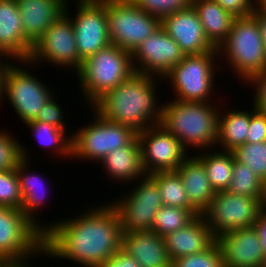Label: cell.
Wrapping results in <instances>:
<instances>
[{
	"label": "cell",
	"instance_id": "obj_8",
	"mask_svg": "<svg viewBox=\"0 0 266 267\" xmlns=\"http://www.w3.org/2000/svg\"><path fill=\"white\" fill-rule=\"evenodd\" d=\"M10 61L3 75L2 97L10 102L17 117L24 124L34 121L43 105L53 97V89L49 88L42 79L33 75L25 66L28 61H20L18 66ZM22 63V64H21ZM20 65V66H19ZM22 65V66H21ZM25 65V66H23ZM23 67V68H22Z\"/></svg>",
	"mask_w": 266,
	"mask_h": 267
},
{
	"label": "cell",
	"instance_id": "obj_12",
	"mask_svg": "<svg viewBox=\"0 0 266 267\" xmlns=\"http://www.w3.org/2000/svg\"><path fill=\"white\" fill-rule=\"evenodd\" d=\"M133 184L129 194L110 203L118 214L122 233L152 230L155 215L163 206L158 185L149 175Z\"/></svg>",
	"mask_w": 266,
	"mask_h": 267
},
{
	"label": "cell",
	"instance_id": "obj_41",
	"mask_svg": "<svg viewBox=\"0 0 266 267\" xmlns=\"http://www.w3.org/2000/svg\"><path fill=\"white\" fill-rule=\"evenodd\" d=\"M247 84L254 87L253 105L260 113L266 114V69L252 78ZM256 90V91H255Z\"/></svg>",
	"mask_w": 266,
	"mask_h": 267
},
{
	"label": "cell",
	"instance_id": "obj_35",
	"mask_svg": "<svg viewBox=\"0 0 266 267\" xmlns=\"http://www.w3.org/2000/svg\"><path fill=\"white\" fill-rule=\"evenodd\" d=\"M141 10L160 21L181 10L192 6V0H132Z\"/></svg>",
	"mask_w": 266,
	"mask_h": 267
},
{
	"label": "cell",
	"instance_id": "obj_11",
	"mask_svg": "<svg viewBox=\"0 0 266 267\" xmlns=\"http://www.w3.org/2000/svg\"><path fill=\"white\" fill-rule=\"evenodd\" d=\"M261 199L227 190L218 191L201 215L217 238L230 231L254 226L262 210Z\"/></svg>",
	"mask_w": 266,
	"mask_h": 267
},
{
	"label": "cell",
	"instance_id": "obj_42",
	"mask_svg": "<svg viewBox=\"0 0 266 267\" xmlns=\"http://www.w3.org/2000/svg\"><path fill=\"white\" fill-rule=\"evenodd\" d=\"M99 267H141L131 256L119 249L112 257Z\"/></svg>",
	"mask_w": 266,
	"mask_h": 267
},
{
	"label": "cell",
	"instance_id": "obj_39",
	"mask_svg": "<svg viewBox=\"0 0 266 267\" xmlns=\"http://www.w3.org/2000/svg\"><path fill=\"white\" fill-rule=\"evenodd\" d=\"M254 108V109H253ZM266 141V114L260 113L255 106L250 108V124L245 143H259Z\"/></svg>",
	"mask_w": 266,
	"mask_h": 267
},
{
	"label": "cell",
	"instance_id": "obj_33",
	"mask_svg": "<svg viewBox=\"0 0 266 267\" xmlns=\"http://www.w3.org/2000/svg\"><path fill=\"white\" fill-rule=\"evenodd\" d=\"M232 152L237 161L247 164L262 181L266 179V141L244 143Z\"/></svg>",
	"mask_w": 266,
	"mask_h": 267
},
{
	"label": "cell",
	"instance_id": "obj_36",
	"mask_svg": "<svg viewBox=\"0 0 266 267\" xmlns=\"http://www.w3.org/2000/svg\"><path fill=\"white\" fill-rule=\"evenodd\" d=\"M171 267H224V262L221 249L215 242L210 248L201 253L173 260Z\"/></svg>",
	"mask_w": 266,
	"mask_h": 267
},
{
	"label": "cell",
	"instance_id": "obj_18",
	"mask_svg": "<svg viewBox=\"0 0 266 267\" xmlns=\"http://www.w3.org/2000/svg\"><path fill=\"white\" fill-rule=\"evenodd\" d=\"M161 26L178 43L185 55L218 52L206 37L203 25L192 6L165 17Z\"/></svg>",
	"mask_w": 266,
	"mask_h": 267
},
{
	"label": "cell",
	"instance_id": "obj_2",
	"mask_svg": "<svg viewBox=\"0 0 266 267\" xmlns=\"http://www.w3.org/2000/svg\"><path fill=\"white\" fill-rule=\"evenodd\" d=\"M158 79L160 78L134 72L91 107L104 119L128 126L136 133L159 125L163 104L157 99Z\"/></svg>",
	"mask_w": 266,
	"mask_h": 267
},
{
	"label": "cell",
	"instance_id": "obj_15",
	"mask_svg": "<svg viewBox=\"0 0 266 267\" xmlns=\"http://www.w3.org/2000/svg\"><path fill=\"white\" fill-rule=\"evenodd\" d=\"M137 138L142 165L147 175L159 171H176L190 154L161 124L138 132Z\"/></svg>",
	"mask_w": 266,
	"mask_h": 267
},
{
	"label": "cell",
	"instance_id": "obj_30",
	"mask_svg": "<svg viewBox=\"0 0 266 267\" xmlns=\"http://www.w3.org/2000/svg\"><path fill=\"white\" fill-rule=\"evenodd\" d=\"M149 176L158 185L163 205L195 209L189 203L184 183L177 171H159Z\"/></svg>",
	"mask_w": 266,
	"mask_h": 267
},
{
	"label": "cell",
	"instance_id": "obj_38",
	"mask_svg": "<svg viewBox=\"0 0 266 267\" xmlns=\"http://www.w3.org/2000/svg\"><path fill=\"white\" fill-rule=\"evenodd\" d=\"M55 97L57 96H53L45 105H43L34 121L52 124L55 127L67 130V124H65L66 121L64 120L65 117H63L64 112H62L63 109L60 107L62 105H59V101L55 100L57 99Z\"/></svg>",
	"mask_w": 266,
	"mask_h": 267
},
{
	"label": "cell",
	"instance_id": "obj_40",
	"mask_svg": "<svg viewBox=\"0 0 266 267\" xmlns=\"http://www.w3.org/2000/svg\"><path fill=\"white\" fill-rule=\"evenodd\" d=\"M214 1L225 11L232 14L235 18L251 15L258 7V0H214Z\"/></svg>",
	"mask_w": 266,
	"mask_h": 267
},
{
	"label": "cell",
	"instance_id": "obj_47",
	"mask_svg": "<svg viewBox=\"0 0 266 267\" xmlns=\"http://www.w3.org/2000/svg\"><path fill=\"white\" fill-rule=\"evenodd\" d=\"M261 206H262V209L266 210V179L263 181V192H262Z\"/></svg>",
	"mask_w": 266,
	"mask_h": 267
},
{
	"label": "cell",
	"instance_id": "obj_44",
	"mask_svg": "<svg viewBox=\"0 0 266 267\" xmlns=\"http://www.w3.org/2000/svg\"><path fill=\"white\" fill-rule=\"evenodd\" d=\"M253 14L257 17L260 24L263 35V42L266 49V14L259 7L256 8Z\"/></svg>",
	"mask_w": 266,
	"mask_h": 267
},
{
	"label": "cell",
	"instance_id": "obj_9",
	"mask_svg": "<svg viewBox=\"0 0 266 267\" xmlns=\"http://www.w3.org/2000/svg\"><path fill=\"white\" fill-rule=\"evenodd\" d=\"M106 16L111 44L131 53L161 26L158 18L127 0H106Z\"/></svg>",
	"mask_w": 266,
	"mask_h": 267
},
{
	"label": "cell",
	"instance_id": "obj_25",
	"mask_svg": "<svg viewBox=\"0 0 266 267\" xmlns=\"http://www.w3.org/2000/svg\"><path fill=\"white\" fill-rule=\"evenodd\" d=\"M194 155H189L176 171L184 183L189 203L201 214L216 192L211 187L203 162Z\"/></svg>",
	"mask_w": 266,
	"mask_h": 267
},
{
	"label": "cell",
	"instance_id": "obj_23",
	"mask_svg": "<svg viewBox=\"0 0 266 267\" xmlns=\"http://www.w3.org/2000/svg\"><path fill=\"white\" fill-rule=\"evenodd\" d=\"M164 240L168 255L173 261L179 257L205 251L216 242V237L200 214L186 227L168 233Z\"/></svg>",
	"mask_w": 266,
	"mask_h": 267
},
{
	"label": "cell",
	"instance_id": "obj_19",
	"mask_svg": "<svg viewBox=\"0 0 266 267\" xmlns=\"http://www.w3.org/2000/svg\"><path fill=\"white\" fill-rule=\"evenodd\" d=\"M20 154L21 159L16 166V173L19 179L20 191L22 195V205L20 207V210L35 226H37L44 233L48 229L49 223L42 224L37 217L39 216V211L42 210V207H44L42 205H46V196L50 194L47 192V185L49 183L48 181L46 182L44 180L42 175L30 172L29 166L31 164L28 163L30 162V156H28V151L24 146L21 145V143Z\"/></svg>",
	"mask_w": 266,
	"mask_h": 267
},
{
	"label": "cell",
	"instance_id": "obj_6",
	"mask_svg": "<svg viewBox=\"0 0 266 267\" xmlns=\"http://www.w3.org/2000/svg\"><path fill=\"white\" fill-rule=\"evenodd\" d=\"M219 57L218 52L185 55L183 60L164 76V79L171 82L175 100L210 102L212 94L215 95V64Z\"/></svg>",
	"mask_w": 266,
	"mask_h": 267
},
{
	"label": "cell",
	"instance_id": "obj_20",
	"mask_svg": "<svg viewBox=\"0 0 266 267\" xmlns=\"http://www.w3.org/2000/svg\"><path fill=\"white\" fill-rule=\"evenodd\" d=\"M31 51L32 46L24 38L17 1L0 0V55L12 61H27Z\"/></svg>",
	"mask_w": 266,
	"mask_h": 267
},
{
	"label": "cell",
	"instance_id": "obj_16",
	"mask_svg": "<svg viewBox=\"0 0 266 267\" xmlns=\"http://www.w3.org/2000/svg\"><path fill=\"white\" fill-rule=\"evenodd\" d=\"M134 71L161 79L177 64L185 54L178 43L160 26L132 53Z\"/></svg>",
	"mask_w": 266,
	"mask_h": 267
},
{
	"label": "cell",
	"instance_id": "obj_1",
	"mask_svg": "<svg viewBox=\"0 0 266 267\" xmlns=\"http://www.w3.org/2000/svg\"><path fill=\"white\" fill-rule=\"evenodd\" d=\"M80 214L48 225L43 237L45 256L99 267L121 249L120 219L110 202Z\"/></svg>",
	"mask_w": 266,
	"mask_h": 267
},
{
	"label": "cell",
	"instance_id": "obj_31",
	"mask_svg": "<svg viewBox=\"0 0 266 267\" xmlns=\"http://www.w3.org/2000/svg\"><path fill=\"white\" fill-rule=\"evenodd\" d=\"M200 213L196 209H182L163 205L156 213L152 231L161 237L186 227Z\"/></svg>",
	"mask_w": 266,
	"mask_h": 267
},
{
	"label": "cell",
	"instance_id": "obj_3",
	"mask_svg": "<svg viewBox=\"0 0 266 267\" xmlns=\"http://www.w3.org/2000/svg\"><path fill=\"white\" fill-rule=\"evenodd\" d=\"M219 110L220 105L213 102H185L172 99L163 104L160 124L174 135L187 151V148L192 147L196 148V151L203 149L204 152L216 148Z\"/></svg>",
	"mask_w": 266,
	"mask_h": 267
},
{
	"label": "cell",
	"instance_id": "obj_5",
	"mask_svg": "<svg viewBox=\"0 0 266 267\" xmlns=\"http://www.w3.org/2000/svg\"><path fill=\"white\" fill-rule=\"evenodd\" d=\"M134 72L131 52L110 44L85 59L75 76L83 92L84 103L87 102V105L91 107Z\"/></svg>",
	"mask_w": 266,
	"mask_h": 267
},
{
	"label": "cell",
	"instance_id": "obj_21",
	"mask_svg": "<svg viewBox=\"0 0 266 267\" xmlns=\"http://www.w3.org/2000/svg\"><path fill=\"white\" fill-rule=\"evenodd\" d=\"M121 250L141 267H171L164 237L152 230L122 233Z\"/></svg>",
	"mask_w": 266,
	"mask_h": 267
},
{
	"label": "cell",
	"instance_id": "obj_7",
	"mask_svg": "<svg viewBox=\"0 0 266 267\" xmlns=\"http://www.w3.org/2000/svg\"><path fill=\"white\" fill-rule=\"evenodd\" d=\"M92 122L72 133V159L100 162L107 154L129 145L137 133L130 127L109 121L92 107Z\"/></svg>",
	"mask_w": 266,
	"mask_h": 267
},
{
	"label": "cell",
	"instance_id": "obj_37",
	"mask_svg": "<svg viewBox=\"0 0 266 267\" xmlns=\"http://www.w3.org/2000/svg\"><path fill=\"white\" fill-rule=\"evenodd\" d=\"M7 130L0 129V170L16 168L20 154V143Z\"/></svg>",
	"mask_w": 266,
	"mask_h": 267
},
{
	"label": "cell",
	"instance_id": "obj_10",
	"mask_svg": "<svg viewBox=\"0 0 266 267\" xmlns=\"http://www.w3.org/2000/svg\"><path fill=\"white\" fill-rule=\"evenodd\" d=\"M44 233L19 208L0 206V259L18 261L46 255Z\"/></svg>",
	"mask_w": 266,
	"mask_h": 267
},
{
	"label": "cell",
	"instance_id": "obj_17",
	"mask_svg": "<svg viewBox=\"0 0 266 267\" xmlns=\"http://www.w3.org/2000/svg\"><path fill=\"white\" fill-rule=\"evenodd\" d=\"M224 267H266L260 239L254 226L219 235Z\"/></svg>",
	"mask_w": 266,
	"mask_h": 267
},
{
	"label": "cell",
	"instance_id": "obj_43",
	"mask_svg": "<svg viewBox=\"0 0 266 267\" xmlns=\"http://www.w3.org/2000/svg\"><path fill=\"white\" fill-rule=\"evenodd\" d=\"M261 242L264 257L266 258V210L262 209L254 225Z\"/></svg>",
	"mask_w": 266,
	"mask_h": 267
},
{
	"label": "cell",
	"instance_id": "obj_22",
	"mask_svg": "<svg viewBox=\"0 0 266 267\" xmlns=\"http://www.w3.org/2000/svg\"><path fill=\"white\" fill-rule=\"evenodd\" d=\"M22 18L24 38L33 46L64 14L67 0H16Z\"/></svg>",
	"mask_w": 266,
	"mask_h": 267
},
{
	"label": "cell",
	"instance_id": "obj_26",
	"mask_svg": "<svg viewBox=\"0 0 266 267\" xmlns=\"http://www.w3.org/2000/svg\"><path fill=\"white\" fill-rule=\"evenodd\" d=\"M209 42L218 49L226 40L235 17L221 8L214 0H192Z\"/></svg>",
	"mask_w": 266,
	"mask_h": 267
},
{
	"label": "cell",
	"instance_id": "obj_28",
	"mask_svg": "<svg viewBox=\"0 0 266 267\" xmlns=\"http://www.w3.org/2000/svg\"><path fill=\"white\" fill-rule=\"evenodd\" d=\"M196 156L203 162L209 182L215 192L227 190L232 180L235 159L233 152L208 149Z\"/></svg>",
	"mask_w": 266,
	"mask_h": 267
},
{
	"label": "cell",
	"instance_id": "obj_48",
	"mask_svg": "<svg viewBox=\"0 0 266 267\" xmlns=\"http://www.w3.org/2000/svg\"><path fill=\"white\" fill-rule=\"evenodd\" d=\"M258 7L266 14V0H258Z\"/></svg>",
	"mask_w": 266,
	"mask_h": 267
},
{
	"label": "cell",
	"instance_id": "obj_24",
	"mask_svg": "<svg viewBox=\"0 0 266 267\" xmlns=\"http://www.w3.org/2000/svg\"><path fill=\"white\" fill-rule=\"evenodd\" d=\"M102 169H105L106 176L116 182L130 184L135 180L145 177L147 174L142 165L141 149L136 137L126 147L116 149L107 154L101 161ZM118 180V181H117Z\"/></svg>",
	"mask_w": 266,
	"mask_h": 267
},
{
	"label": "cell",
	"instance_id": "obj_14",
	"mask_svg": "<svg viewBox=\"0 0 266 267\" xmlns=\"http://www.w3.org/2000/svg\"><path fill=\"white\" fill-rule=\"evenodd\" d=\"M67 0L64 13L70 18L75 33L77 51L83 62L111 44L108 35L106 0H77L76 12L69 14ZM70 16H69V15Z\"/></svg>",
	"mask_w": 266,
	"mask_h": 267
},
{
	"label": "cell",
	"instance_id": "obj_4",
	"mask_svg": "<svg viewBox=\"0 0 266 267\" xmlns=\"http://www.w3.org/2000/svg\"><path fill=\"white\" fill-rule=\"evenodd\" d=\"M217 50L230 65L229 70L232 68V73L243 83L266 69L263 35L254 14L235 18L226 40Z\"/></svg>",
	"mask_w": 266,
	"mask_h": 267
},
{
	"label": "cell",
	"instance_id": "obj_34",
	"mask_svg": "<svg viewBox=\"0 0 266 267\" xmlns=\"http://www.w3.org/2000/svg\"><path fill=\"white\" fill-rule=\"evenodd\" d=\"M21 205L22 195L16 168L0 170V206L20 209Z\"/></svg>",
	"mask_w": 266,
	"mask_h": 267
},
{
	"label": "cell",
	"instance_id": "obj_13",
	"mask_svg": "<svg viewBox=\"0 0 266 267\" xmlns=\"http://www.w3.org/2000/svg\"><path fill=\"white\" fill-rule=\"evenodd\" d=\"M28 65L48 62L57 67L77 72L82 66L77 51L75 33L70 18L64 13L45 31V34L32 46ZM39 61V62H38Z\"/></svg>",
	"mask_w": 266,
	"mask_h": 267
},
{
	"label": "cell",
	"instance_id": "obj_46",
	"mask_svg": "<svg viewBox=\"0 0 266 267\" xmlns=\"http://www.w3.org/2000/svg\"><path fill=\"white\" fill-rule=\"evenodd\" d=\"M28 261L29 260H27V259L18 260V261H8V260H2L1 259V267H32V266H30V263L28 265Z\"/></svg>",
	"mask_w": 266,
	"mask_h": 267
},
{
	"label": "cell",
	"instance_id": "obj_45",
	"mask_svg": "<svg viewBox=\"0 0 266 267\" xmlns=\"http://www.w3.org/2000/svg\"><path fill=\"white\" fill-rule=\"evenodd\" d=\"M10 62V60H8V58H5L3 56L0 55V105L2 104V90H3V75L5 72V68L8 65V63Z\"/></svg>",
	"mask_w": 266,
	"mask_h": 267
},
{
	"label": "cell",
	"instance_id": "obj_27",
	"mask_svg": "<svg viewBox=\"0 0 266 267\" xmlns=\"http://www.w3.org/2000/svg\"><path fill=\"white\" fill-rule=\"evenodd\" d=\"M219 111L217 147L232 152L245 143L250 124V111L247 109ZM223 113V114H222ZM226 113V114H225Z\"/></svg>",
	"mask_w": 266,
	"mask_h": 267
},
{
	"label": "cell",
	"instance_id": "obj_32",
	"mask_svg": "<svg viewBox=\"0 0 266 267\" xmlns=\"http://www.w3.org/2000/svg\"><path fill=\"white\" fill-rule=\"evenodd\" d=\"M227 191L252 198H262L263 181L248 167L234 159L232 180Z\"/></svg>",
	"mask_w": 266,
	"mask_h": 267
},
{
	"label": "cell",
	"instance_id": "obj_29",
	"mask_svg": "<svg viewBox=\"0 0 266 267\" xmlns=\"http://www.w3.org/2000/svg\"><path fill=\"white\" fill-rule=\"evenodd\" d=\"M25 125L31 129L32 136L36 137L41 147L51 148L55 156L59 155L67 160L70 157L72 160V135L69 136L66 130L38 121H31Z\"/></svg>",
	"mask_w": 266,
	"mask_h": 267
}]
</instances>
